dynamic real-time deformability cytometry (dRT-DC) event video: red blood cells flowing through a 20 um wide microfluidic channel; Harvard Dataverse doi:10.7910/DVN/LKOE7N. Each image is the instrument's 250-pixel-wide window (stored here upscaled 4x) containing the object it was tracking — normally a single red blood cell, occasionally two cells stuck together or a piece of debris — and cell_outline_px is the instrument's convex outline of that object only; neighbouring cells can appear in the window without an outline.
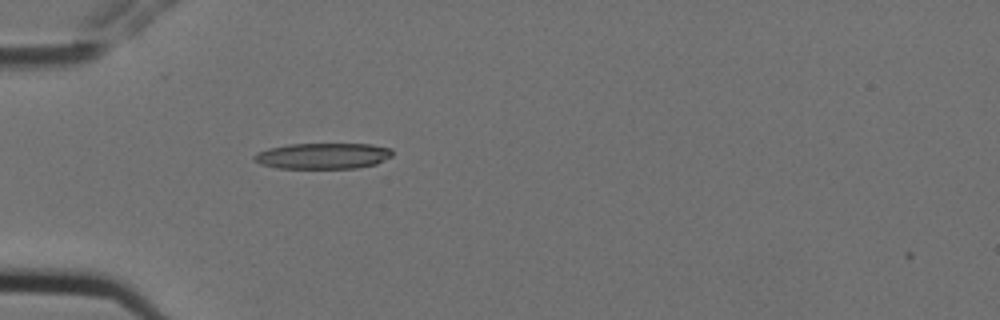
{"species": "Egyptian fruit bat (a non-hibernating species)", "species_latin": "Rousettus aegyptiacus", "temperature_condition": "cold", "stored_images_in_passage": 5, "camera_frame_rate_fps": 3000, "um_per_image_px": 0.085, "animal": {"sex": "female"}, "frame": {"image": 1, "passage_image": 5, "time_ms": 1.333, "image_size_px": [1000, 320], "cell_outline_px": [[392, 156], [376, 164], [356, 168], [276, 168], [260, 164], [252, 156], [256, 152], [268, 148], [288, 144], [372, 144], [392, 148]], "centroid_in_image_um": [27.44, 13.25], "position_along_channel_um": 57.6, "area_um2": 20.98}}